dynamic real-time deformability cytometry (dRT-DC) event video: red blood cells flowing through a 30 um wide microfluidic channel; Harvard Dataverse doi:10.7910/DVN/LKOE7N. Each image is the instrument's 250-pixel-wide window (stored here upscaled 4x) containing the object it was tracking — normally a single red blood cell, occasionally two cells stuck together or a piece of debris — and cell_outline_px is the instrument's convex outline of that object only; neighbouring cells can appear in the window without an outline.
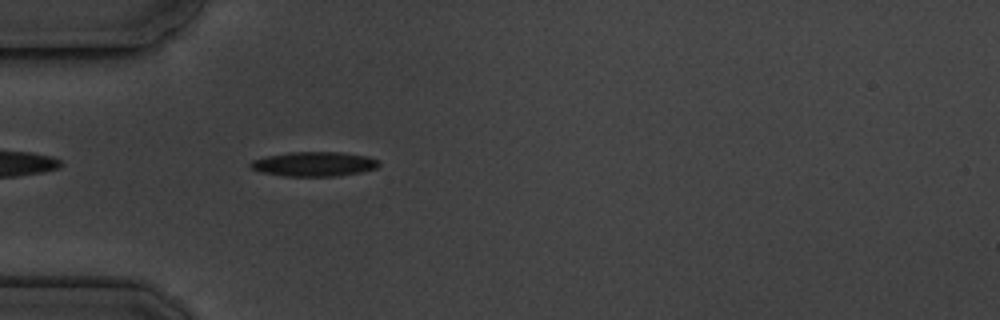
{"species": "common noctule bat (a hibernating species)", "species_latin": "Nyctalus noctula", "temperature_condition": "cold", "stored_images_in_passage": 3, "camera_frame_rate_fps": 3000, "um_per_image_px": 0.085, "animal": {"sex": "male", "body_mass_g": 19.5, "forearm_length_mm": 54.6}, "frame": {"image": 1, "passage_image": 3, "time_ms": 2.333, "image_size_px": [1000, 320], "cell_outline_px": [[380, 164], [376, 168], [364, 172], [340, 176], [284, 176], [264, 172], [252, 168], [248, 164], [252, 160], [264, 156], [288, 152], [344, 152], [368, 156], [380, 160]], "centroid_in_image_um": [26.75, 13.93], "position_along_channel_um": 58.3, "area_um2": 18.61}}